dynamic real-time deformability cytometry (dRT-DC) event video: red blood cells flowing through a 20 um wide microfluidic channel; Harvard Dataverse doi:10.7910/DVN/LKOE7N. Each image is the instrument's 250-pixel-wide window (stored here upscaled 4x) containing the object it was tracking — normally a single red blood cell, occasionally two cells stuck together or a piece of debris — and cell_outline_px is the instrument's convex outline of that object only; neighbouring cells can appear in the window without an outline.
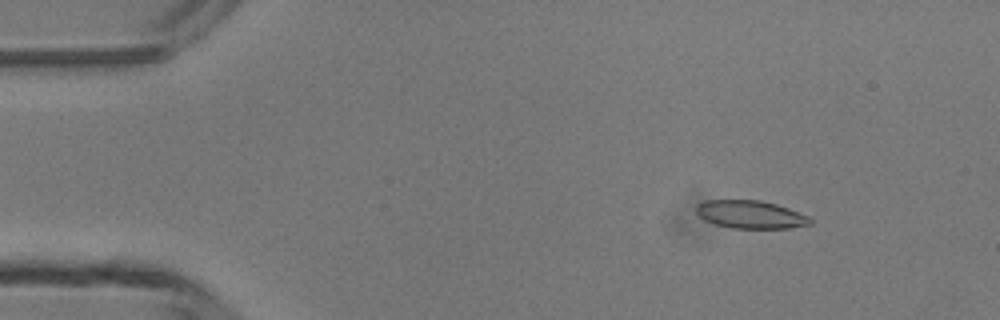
{"species": "common noctule bat (a hibernating species)", "species_latin": "Nyctalus noctula", "temperature_condition": "room temperature", "stored_images_in_passage": 4, "camera_frame_rate_fps": 3000, "um_per_image_px": 0.085, "animal": {"sex": "male", "body_mass_g": 13.3}, "frame": {"image": 1, "passage_image": 2, "time_ms": 1.333, "image_size_px": [1000, 320], "cell_outline_px": [[812, 224], [788, 228], [732, 228], [716, 224], [704, 220], [696, 212], [696, 204], [704, 200], [760, 200], [776, 204], [788, 208], [808, 216], [812, 220]], "centroid_in_image_um": [63.78, 18.23], "position_along_channel_um": 21.2, "area_um2": 18.55}}
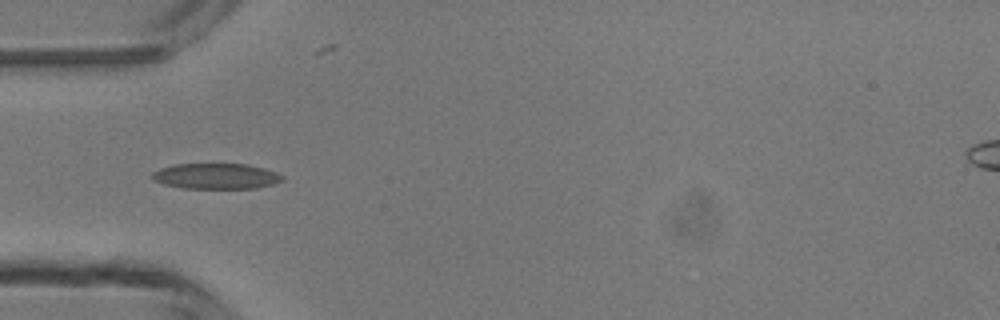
{"frame": {"image": 2, "passage_image": 4, "time_ms": 4.333, "image_size_px": [1000, 320], "cell_outline_px": [[284, 180], [272, 184], [252, 188], [180, 188], [164, 184], [152, 180], [152, 172], [160, 168], [176, 164], [248, 164], [264, 168], [276, 172], [284, 176]], "centroid_in_image_um": [18.35, 14.97], "position_along_channel_um": 66.7, "area_um2": 19.42}}